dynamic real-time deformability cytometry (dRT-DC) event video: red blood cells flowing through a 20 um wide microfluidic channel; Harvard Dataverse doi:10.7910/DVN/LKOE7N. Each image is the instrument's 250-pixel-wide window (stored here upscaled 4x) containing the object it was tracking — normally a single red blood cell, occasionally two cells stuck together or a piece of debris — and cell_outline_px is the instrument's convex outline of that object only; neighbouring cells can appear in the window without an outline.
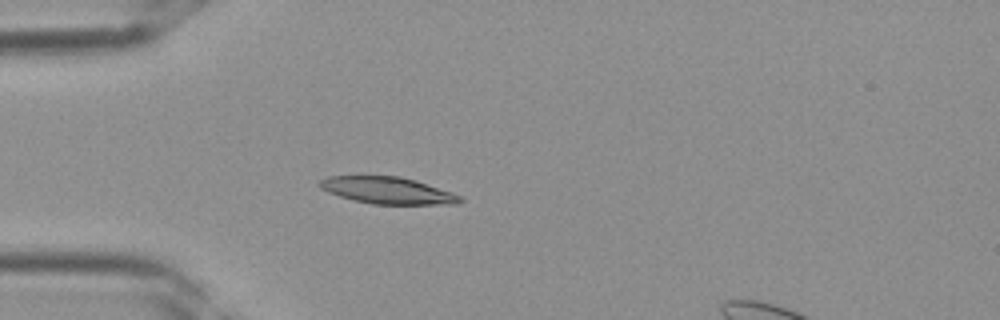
{"species": "Egyptian fruit bat (a non-hibernating species)", "species_latin": "Rousettus aegyptiacus", "temperature_condition": "room temperature", "stored_images_in_passage": 37, "camera_frame_rate_fps": 3000, "um_per_image_px": 0.085, "frame": {"image": 1, "passage_image": 10, "time_ms": 3.0, "image_size_px": [1000, 320], "cell_outline_px": [[464, 200], [460, 204], [372, 204], [352, 200], [328, 192], [320, 188], [316, 184], [320, 180], [328, 176], [400, 176], [416, 180], [452, 192], [460, 196]], "centroid_in_image_um": [32.94, 16.19], "position_along_channel_um": 52.1, "area_um2": 22.08}}
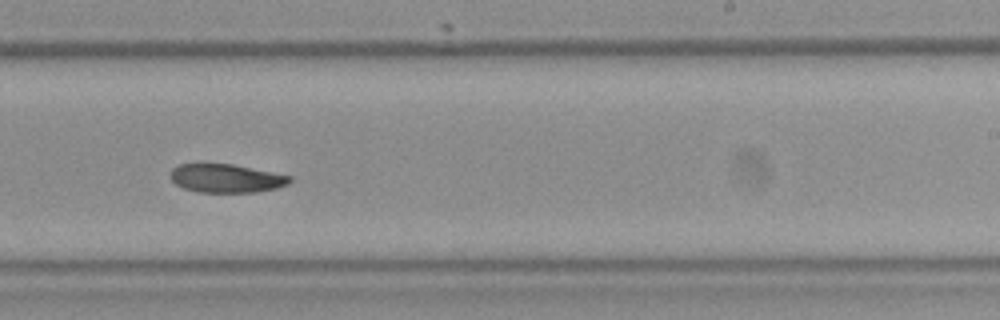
{"frame": {"image": 2, "passage_image": 23, "time_ms": 7.333, "image_size_px": [1000, 320], "cell_outline_px": [[292, 180], [288, 184], [276, 188], [256, 192], [200, 192], [184, 188], [176, 184], [172, 180], [172, 168], [180, 164], [200, 160], [204, 160], [232, 164], [292, 176]], "centroid_in_image_um": [19.18, 15.1], "position_along_channel_um": 269.8, "area_um2": 20.4}}
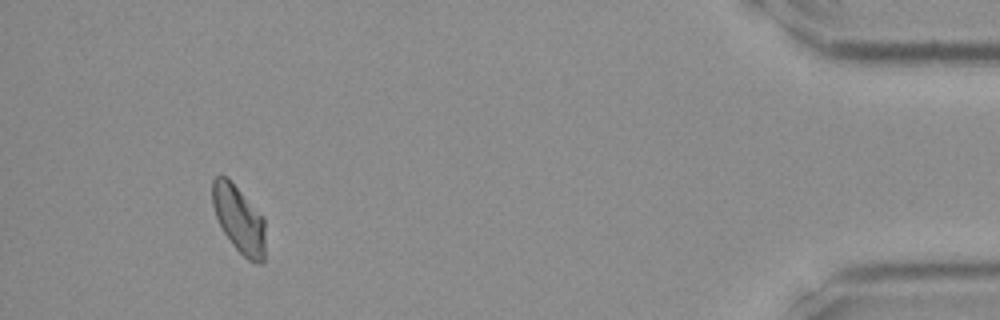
{"frame": {"image": 3, "passage_image": 35, "time_ms": 11.333, "image_size_px": [1000, 320], "cell_outline_px": [[264, 260], [260, 264], [248, 260], [232, 244], [224, 232], [216, 216], [212, 204], [212, 180], [216, 176], [224, 176], [264, 216]], "centroid_in_image_um": [20.31, 18.66], "position_along_channel_um": 414.9, "area_um2": 20.23}}